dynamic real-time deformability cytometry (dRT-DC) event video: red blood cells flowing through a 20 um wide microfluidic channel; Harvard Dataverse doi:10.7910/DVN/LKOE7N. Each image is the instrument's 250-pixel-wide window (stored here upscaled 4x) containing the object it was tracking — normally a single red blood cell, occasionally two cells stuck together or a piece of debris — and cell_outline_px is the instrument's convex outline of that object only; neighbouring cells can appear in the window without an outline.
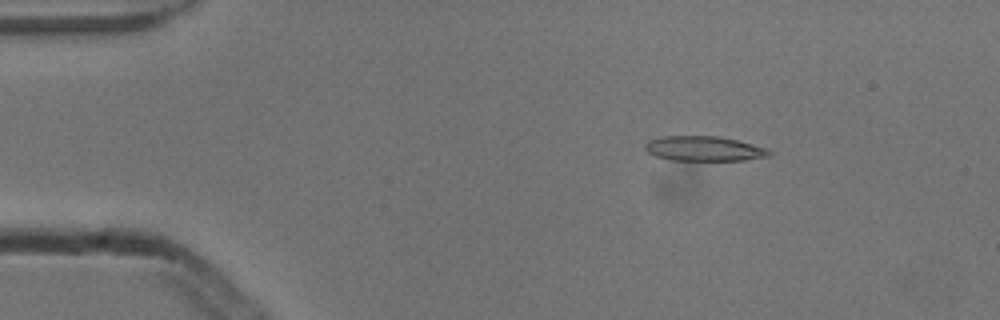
{"species": "common noctule bat (a hibernating species)", "species_latin": "Nyctalus noctula", "temperature_condition": "cold", "stored_images_in_passage": 4, "camera_frame_rate_fps": 3000, "um_per_image_px": 0.085, "animal": {"sex": "male", "body_mass_g": 13.3}, "frame": {"image": 1, "passage_image": 2, "time_ms": 0.333, "image_size_px": [1000, 320], "cell_outline_px": [[772, 152], [768, 156], [744, 160], [672, 160], [656, 156], [648, 152], [644, 148], [644, 144], [648, 140], [660, 136], [720, 136], [768, 148]], "centroid_in_image_um": [59.82, 12.62], "position_along_channel_um": 25.2, "area_um2": 17.98}}